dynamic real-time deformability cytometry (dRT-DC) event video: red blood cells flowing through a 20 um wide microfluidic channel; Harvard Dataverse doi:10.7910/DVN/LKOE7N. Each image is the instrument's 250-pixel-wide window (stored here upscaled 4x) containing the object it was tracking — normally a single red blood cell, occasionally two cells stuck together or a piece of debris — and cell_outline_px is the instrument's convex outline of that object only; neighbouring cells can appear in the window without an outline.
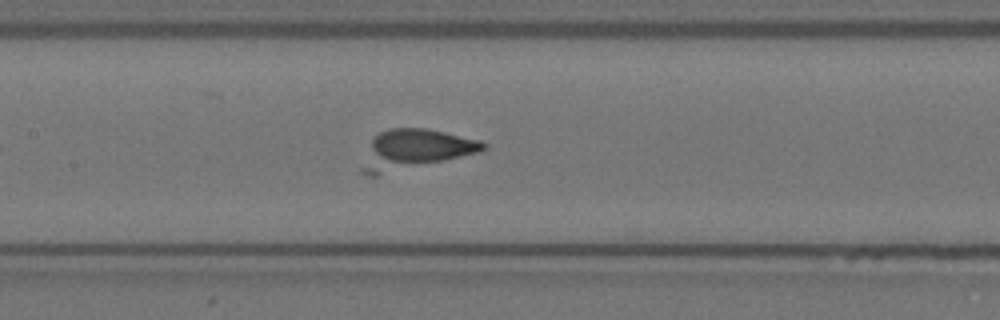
{"species": "Egyptian fruit bat (a non-hibernating species)", "species_latin": "Rousettus aegyptiacus", "temperature_condition": "warm", "stored_images_in_passage": 49, "camera_frame_rate_fps": 3000, "um_per_image_px": 0.085, "animal": {"sex": "female"}, "frame": {"image": 1, "passage_image": 17, "time_ms": 5.333, "image_size_px": [1000, 320], "cell_outline_px": [[488, 144], [480, 152], [376, 176], [368, 176], [360, 172], [360, 168], [372, 140], [380, 132], [388, 128], [428, 128], [480, 140]], "centroid_in_image_um": [35.25, 12.7], "position_along_channel_um": 172.2, "area_um2": 27.74}}
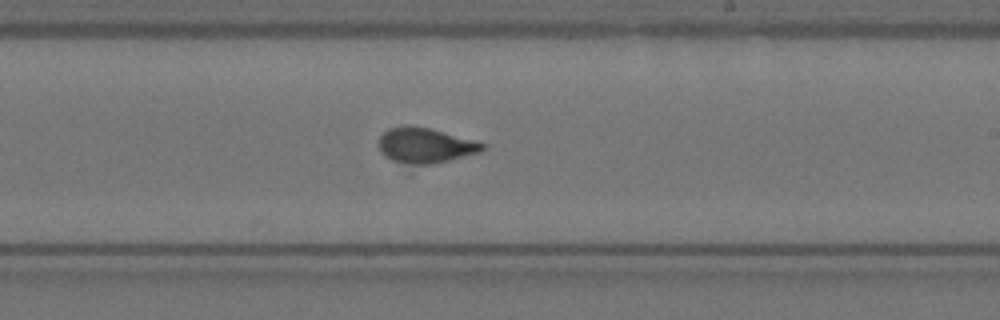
{"frame": {"image": 2, "passage_image": 24, "time_ms": 7.667, "image_size_px": [1000, 320], "cell_outline_px": [[484, 148], [480, 152], [448, 160], [428, 164], [404, 164], [392, 160], [384, 156], [380, 152], [380, 136], [388, 128], [408, 124], [428, 128], [484, 144]], "centroid_in_image_um": [36.06, 12.36], "position_along_channel_um": 252.9, "area_um2": 20.81}}
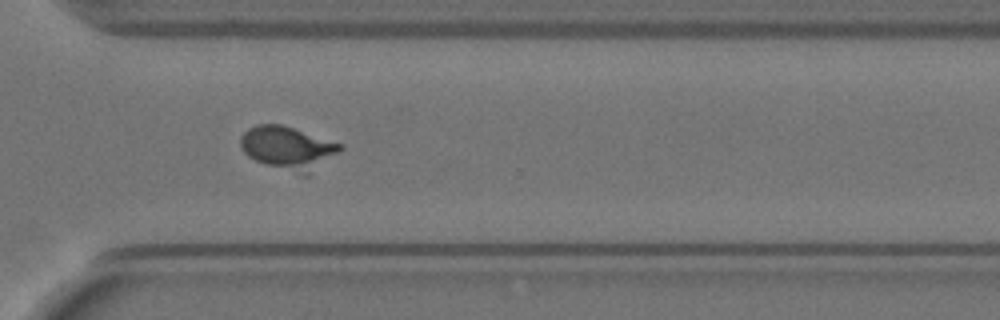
{"frame": {"image": 3, "passage_image": 32, "time_ms": 10.333, "image_size_px": [1000, 320], "cell_outline_px": [[344, 148], [336, 152], [300, 168], [296, 168], [268, 164], [256, 160], [248, 156], [240, 148], [240, 136], [248, 128], [256, 124], [280, 124], [344, 144]], "centroid_in_image_um": [24.28, 12.38], "position_along_channel_um": 346.3, "area_um2": 22.31}}